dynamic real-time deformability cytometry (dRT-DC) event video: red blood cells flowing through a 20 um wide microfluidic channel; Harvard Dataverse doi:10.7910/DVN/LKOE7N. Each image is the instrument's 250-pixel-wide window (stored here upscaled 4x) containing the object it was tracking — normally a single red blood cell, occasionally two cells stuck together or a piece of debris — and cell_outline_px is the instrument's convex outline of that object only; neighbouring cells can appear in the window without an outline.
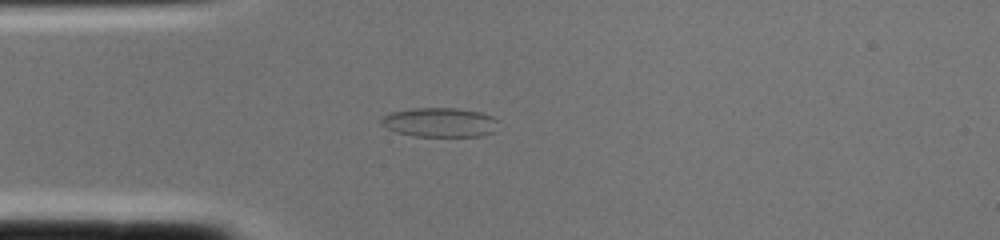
{"species": "common noctule bat (a hibernating species)", "species_latin": "Nyctalus noctula", "temperature_condition": "cold", "stored_images_in_passage": 1, "camera_frame_rate_fps": 3000, "um_per_image_px": 0.085, "animal": {"sex": "female", "body_mass_g": 22.0, "forearm_length_mm": 56.7}, "frame": {"image": 1, "passage_image": 1, "time_ms": 0.0, "image_size_px": [1000, 240], "cell_outline_px": [[500, 120], [492, 132], [484, 136], [412, 136], [396, 132], [380, 124], [380, 116], [388, 112], [412, 108], [456, 108], [480, 112], [492, 116]], "centroid_in_image_um": [37.34, 10.39], "position_along_channel_um": 47.7, "area_um2": 20.29}}